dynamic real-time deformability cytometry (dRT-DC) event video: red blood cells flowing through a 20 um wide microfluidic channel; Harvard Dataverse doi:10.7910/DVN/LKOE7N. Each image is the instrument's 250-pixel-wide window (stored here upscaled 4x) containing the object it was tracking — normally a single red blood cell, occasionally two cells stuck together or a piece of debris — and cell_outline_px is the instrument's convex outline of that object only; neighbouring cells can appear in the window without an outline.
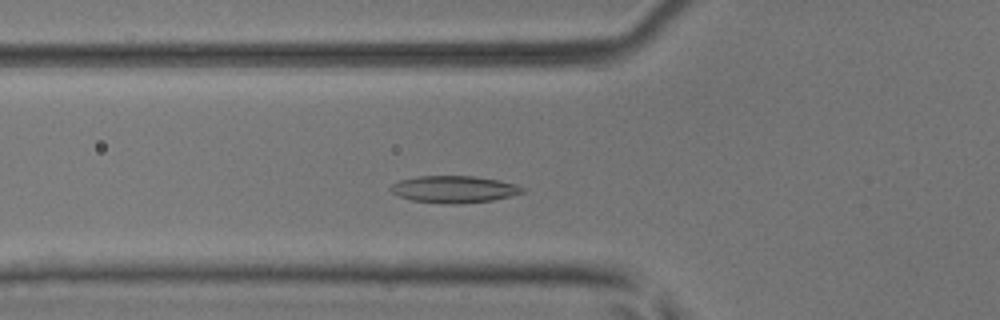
{"species": "common noctule bat (a hibernating species)", "species_latin": "Nyctalus noctula", "temperature_condition": "room temperature", "stored_images_in_passage": 27, "camera_frame_rate_fps": 3000, "um_per_image_px": 0.085, "animal": {"sex": "male", "body_mass_g": 17.9, "forearm_length_mm": 54.2}, "frame": {"image": 1, "passage_image": 13, "time_ms": 4.0, "image_size_px": [1000, 320], "cell_outline_px": [[528, 188], [524, 192], [512, 196], [492, 200], [456, 204], [444, 204], [412, 200], [400, 196], [392, 192], [388, 188], [392, 184], [400, 180], [416, 176], [472, 176], [500, 180], [516, 184]], "centroid_in_image_um": [38.63, 16.08], "position_along_channel_um": 87.2, "area_um2": 20.87}}
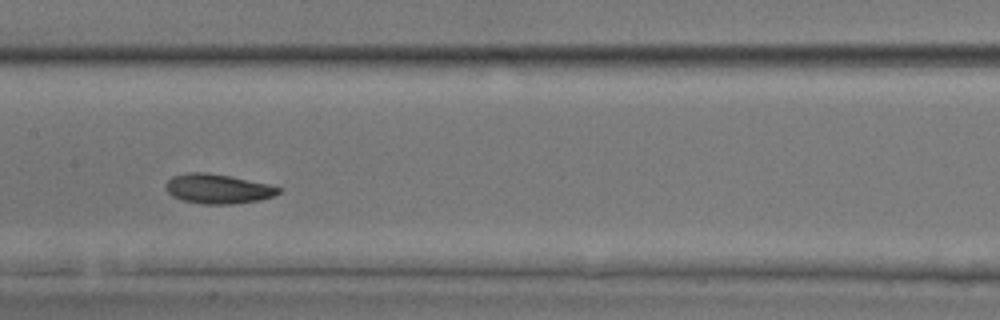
{"frame": {"image": 2, "passage_image": 21, "time_ms": 6.667, "image_size_px": [1000, 320], "cell_outline_px": [[280, 192], [272, 196], [260, 200], [232, 204], [200, 204], [184, 200], [172, 196], [164, 188], [164, 184], [172, 176], [188, 172], [208, 172], [268, 184], [280, 188]], "centroid_in_image_um": [18.46, 16.05], "position_along_channel_um": 188.9, "area_um2": 19.36}}
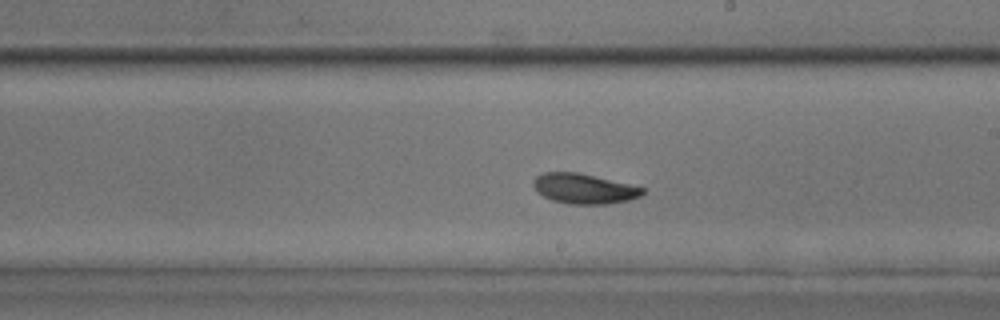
{"frame": {"image": 3, "passage_image": 25, "time_ms": 8.0, "image_size_px": [1000, 320], "cell_outline_px": [[644, 192], [640, 196], [628, 200], [608, 204], [568, 204], [552, 200], [536, 192], [532, 184], [532, 180], [536, 176], [544, 172], [576, 172], [628, 184], [644, 188]], "centroid_in_image_um": [49.58, 16.04], "position_along_channel_um": 239.4, "area_um2": 19.02}}